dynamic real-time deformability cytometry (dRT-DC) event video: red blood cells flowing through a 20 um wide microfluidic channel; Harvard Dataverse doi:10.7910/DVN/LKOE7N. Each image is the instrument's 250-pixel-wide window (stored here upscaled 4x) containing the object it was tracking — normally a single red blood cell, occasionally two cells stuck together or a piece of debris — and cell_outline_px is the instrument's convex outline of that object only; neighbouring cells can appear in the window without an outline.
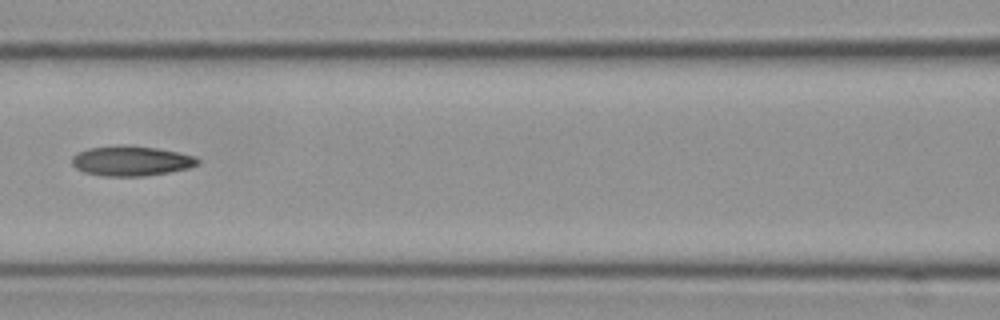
{"species": "Egyptian fruit bat (a non-hibernating species)", "species_latin": "Rousettus aegyptiacus", "temperature_condition": "cold", "stored_images_in_passage": 4, "camera_frame_rate_fps": 3000, "um_per_image_px": 0.085, "frame": {"image": 1, "passage_image": 4, "time_ms": 1.0, "image_size_px": [1000, 320], "cell_outline_px": [[200, 160], [196, 164], [188, 168], [168, 172], [144, 176], [104, 176], [84, 172], [76, 168], [72, 164], [72, 156], [88, 148], [120, 144], [128, 144], [156, 148], [176, 152], [192, 156]], "centroid_in_image_um": [11.1, 13.66], "position_along_channel_um": 155.5, "area_um2": 21.85}}